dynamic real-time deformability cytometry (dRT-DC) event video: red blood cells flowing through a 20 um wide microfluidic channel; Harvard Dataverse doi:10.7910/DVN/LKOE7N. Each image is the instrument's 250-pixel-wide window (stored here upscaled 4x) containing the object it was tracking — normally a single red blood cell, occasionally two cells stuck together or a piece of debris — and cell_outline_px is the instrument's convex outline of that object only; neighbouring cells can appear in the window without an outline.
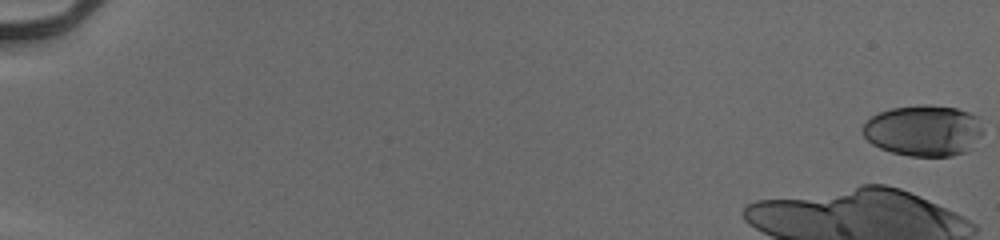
{"species": "human", "species_latin": "Homo sapiens", "temperature_condition": "cold", "stored_images_in_passage": 11, "camera_frame_rate_fps": 3000, "um_per_image_px": 0.085, "donor": {"sex": "male"}, "frame": {"image": 1, "passage_image": 1, "time_ms": 0.0, "image_size_px": [1000, 240], "cell_outline_px": [[984, 132], [972, 148], [968, 152], [952, 156], [908, 156], [892, 152], [880, 148], [872, 144], [864, 136], [864, 124], [872, 116], [880, 112], [892, 108], [916, 104], [932, 104], [956, 108], [968, 112], [976, 116]], "centroid_in_image_um": [78.54, 11.1], "position_along_channel_um": 6.5, "area_um2": 36.07}}